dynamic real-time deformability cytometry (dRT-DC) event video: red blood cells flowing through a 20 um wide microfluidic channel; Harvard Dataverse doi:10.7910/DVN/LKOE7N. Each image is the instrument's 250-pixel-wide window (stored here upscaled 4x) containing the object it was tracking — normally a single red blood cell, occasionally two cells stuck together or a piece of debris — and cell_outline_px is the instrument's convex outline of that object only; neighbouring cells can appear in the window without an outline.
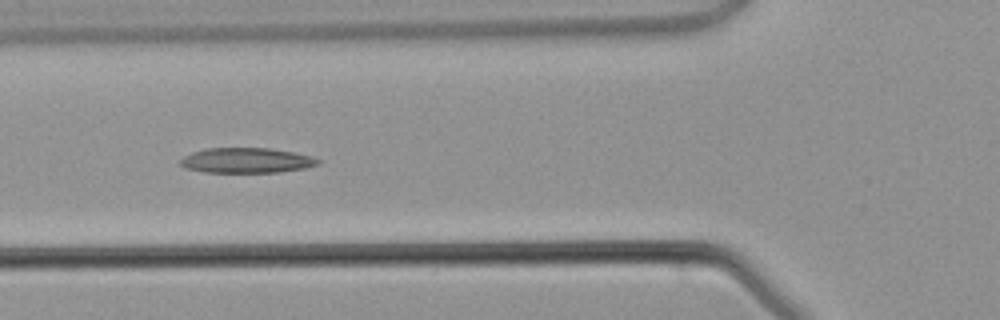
{"species": "common noctule bat (a hibernating species)", "species_latin": "Nyctalus noctula", "temperature_condition": "warm", "stored_images_in_passage": 4, "camera_frame_rate_fps": 3000, "um_per_image_px": 0.085, "animal": {"sex": "male", "body_mass_g": 21.5, "forearm_length_mm": 52.0}, "frame": {"image": 1, "passage_image": 4, "time_ms": 4.667, "image_size_px": [1000, 320], "cell_outline_px": [[320, 164], [304, 168], [280, 172], [204, 172], [184, 168], [180, 164], [180, 160], [184, 156], [192, 152], [208, 148], [268, 148], [292, 152], [312, 156], [320, 160]], "centroid_in_image_um": [20.94, 13.64], "position_along_channel_um": 104.9, "area_um2": 20.11}}